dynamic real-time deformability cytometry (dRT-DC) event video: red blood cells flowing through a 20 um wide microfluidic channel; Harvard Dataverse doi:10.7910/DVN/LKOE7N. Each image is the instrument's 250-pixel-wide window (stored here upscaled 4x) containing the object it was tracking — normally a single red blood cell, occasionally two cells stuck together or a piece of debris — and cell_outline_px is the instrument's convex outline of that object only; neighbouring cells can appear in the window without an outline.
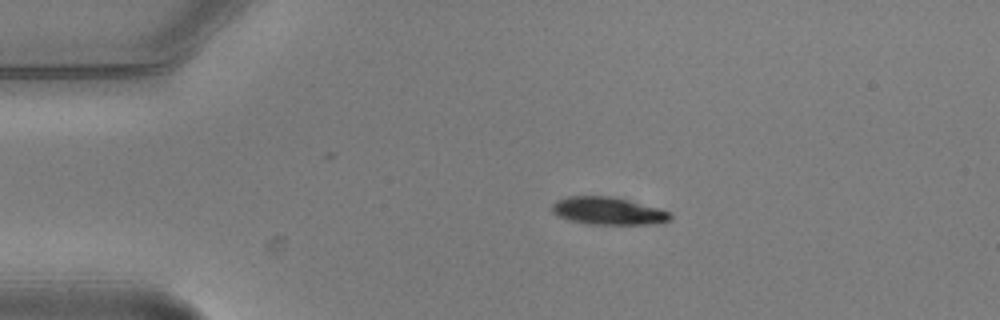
{"species": "common noctule bat (a hibernating species)", "species_latin": "Nyctalus noctula", "temperature_condition": "warm", "stored_images_in_passage": 3, "camera_frame_rate_fps": 3000, "um_per_image_px": 0.085, "animal": {"sex": "male", "body_mass_g": 20.5, "forearm_length_mm": 52.5}, "frame": {"image": 1, "passage_image": 1, "time_ms": 0.0, "image_size_px": [1000, 320], "cell_outline_px": [[672, 220], [656, 224], [588, 224], [568, 220], [552, 212], [552, 204], [556, 200], [568, 196], [612, 196], [660, 208], [672, 212]], "centroid_in_image_um": [51.73, 17.93], "position_along_channel_um": 33.3, "area_um2": 19.19}}
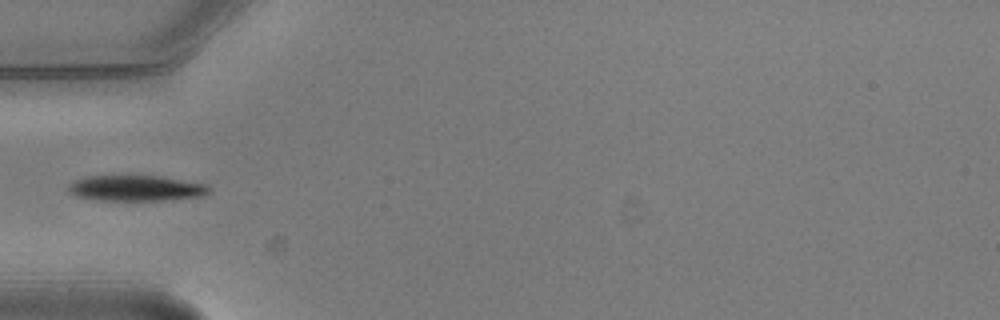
{"frame": {"image": 2, "passage_image": 3, "time_ms": 0.667, "image_size_px": [1000, 320], "cell_outline_px": [[208, 192], [200, 196], [160, 200], [100, 200], [76, 196], [68, 192], [68, 184], [72, 180], [88, 176], [160, 176], [208, 184]], "centroid_in_image_um": [11.49, 15.98], "position_along_channel_um": 73.5, "area_um2": 20.87}}